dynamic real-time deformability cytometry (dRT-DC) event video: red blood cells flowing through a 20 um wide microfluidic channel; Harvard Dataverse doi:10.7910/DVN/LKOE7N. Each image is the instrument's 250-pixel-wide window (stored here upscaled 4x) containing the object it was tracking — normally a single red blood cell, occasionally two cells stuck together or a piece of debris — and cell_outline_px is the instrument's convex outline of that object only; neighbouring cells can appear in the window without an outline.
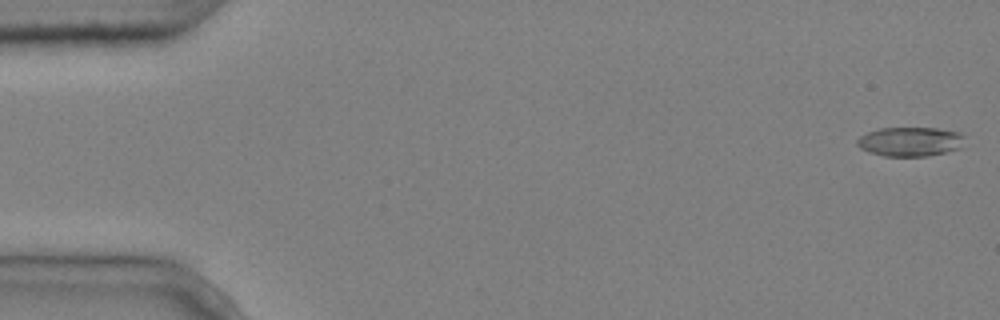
{"species": "common noctule bat (a hibernating species)", "species_latin": "Nyctalus noctula", "temperature_condition": "cold", "stored_images_in_passage": 5, "segment_of_instrument_passage": [1, 2], "camera_frame_rate_fps": 3000, "um_per_image_px": 0.085, "animal": {"sex": "male", "body_mass_g": 20.4}, "frame": {"image": 1, "passage_image": 1, "time_ms": 0.0, "image_size_px": [1000, 320], "cell_outline_px": [[964, 136], [960, 148], [928, 156], [884, 156], [868, 152], [860, 148], [856, 144], [856, 140], [860, 136], [868, 132], [880, 128], [936, 128], [960, 132]], "centroid_in_image_um": [77.33, 12.03], "position_along_channel_um": 7.7, "area_um2": 18.32}}